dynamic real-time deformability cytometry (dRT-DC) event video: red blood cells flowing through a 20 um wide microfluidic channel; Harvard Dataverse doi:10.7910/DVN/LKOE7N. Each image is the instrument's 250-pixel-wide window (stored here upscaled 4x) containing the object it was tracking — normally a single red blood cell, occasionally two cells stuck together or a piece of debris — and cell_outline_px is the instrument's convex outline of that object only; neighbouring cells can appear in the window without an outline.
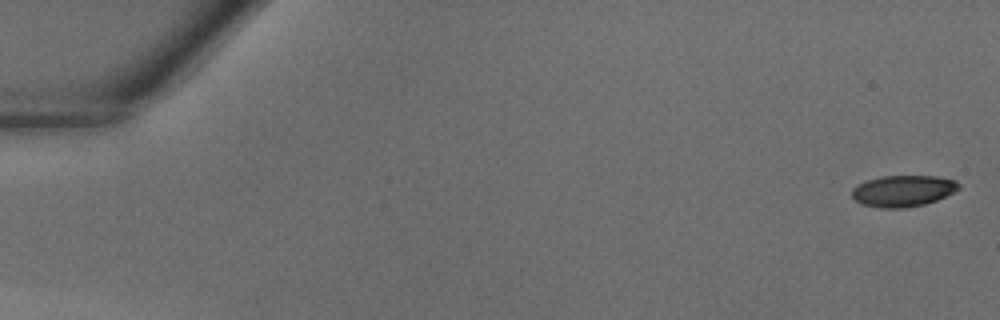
{"species": "common noctule bat (a hibernating species)", "species_latin": "Nyctalus noctula", "temperature_condition": "warm", "stored_images_in_passage": 41, "camera_frame_rate_fps": 3000, "um_per_image_px": 0.085, "animal": {"sex": "male", "body_mass_g": 18.8}, "frame": {"image": 1, "passage_image": 1, "time_ms": 0.0, "image_size_px": [1000, 320], "cell_outline_px": [[960, 188], [936, 200], [924, 204], [904, 208], [880, 208], [860, 204], [852, 196], [852, 188], [868, 180], [880, 176], [936, 176], [956, 180], [960, 184]], "centroid_in_image_um": [76.75, 16.23], "position_along_channel_um": 8.2, "area_um2": 19.42}}
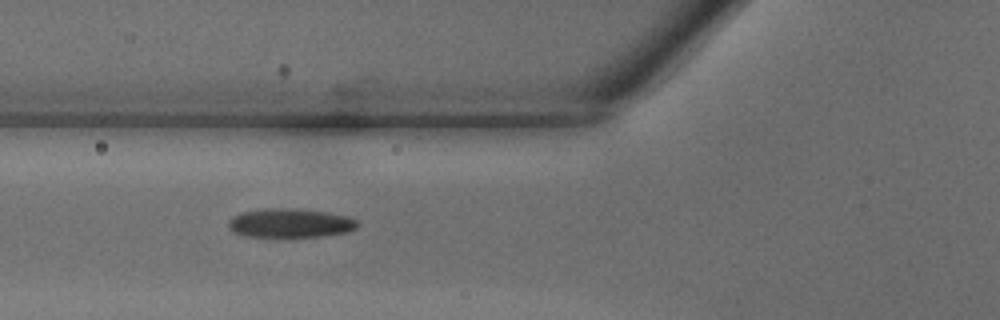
{"frame": {"image": 2, "passage_image": 16, "time_ms": 5.0, "image_size_px": [1000, 320], "cell_outline_px": [[360, 224], [356, 228], [348, 232], [324, 236], [248, 236], [232, 232], [228, 228], [228, 220], [232, 216], [244, 212], [264, 208], [296, 208], [328, 212], [348, 216], [356, 220]], "centroid_in_image_um": [24.68, 18.95], "position_along_channel_um": 101.1, "area_um2": 21.91}}
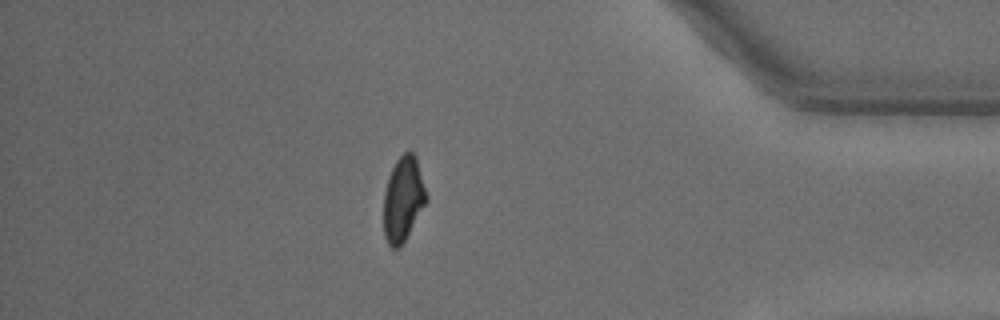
{"frame": {"image": 3, "passage_image": 36, "time_ms": 11.667, "image_size_px": [1000, 320], "cell_outline_px": [[428, 200], [400, 248], [392, 248], [388, 244], [384, 236], [384, 192], [388, 176], [396, 160], [404, 152], [412, 152], [416, 156], [428, 196]], "centroid_in_image_um": [34.27, 16.92], "position_along_channel_um": 400.9, "area_um2": 21.15}}